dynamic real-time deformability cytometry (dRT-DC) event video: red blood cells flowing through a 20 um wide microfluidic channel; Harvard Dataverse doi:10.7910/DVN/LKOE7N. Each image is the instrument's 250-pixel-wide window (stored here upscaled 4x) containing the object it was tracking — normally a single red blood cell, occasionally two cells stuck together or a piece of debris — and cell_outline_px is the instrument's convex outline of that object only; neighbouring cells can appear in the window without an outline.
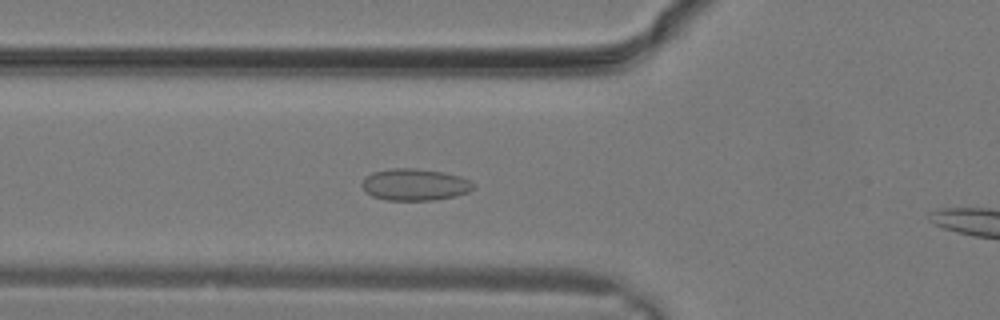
{"species": "common noctule bat (a hibernating species)", "species_latin": "Nyctalus noctula", "temperature_condition": "warm", "stored_images_in_passage": 9, "camera_frame_rate_fps": 3000, "um_per_image_px": 0.085, "animal": {"sex": "male", "body_mass_g": 19.2, "forearm_length_mm": 51.8}, "frame": {"image": 1, "passage_image": 8, "time_ms": 2.333, "image_size_px": [1000, 320], "cell_outline_px": [[476, 184], [468, 192], [456, 196], [432, 200], [384, 200], [372, 196], [364, 192], [360, 184], [364, 176], [372, 172], [392, 168], [416, 168], [444, 172], [460, 176]], "centroid_in_image_um": [35.2, 15.69], "position_along_channel_um": 90.6, "area_um2": 20.92}}